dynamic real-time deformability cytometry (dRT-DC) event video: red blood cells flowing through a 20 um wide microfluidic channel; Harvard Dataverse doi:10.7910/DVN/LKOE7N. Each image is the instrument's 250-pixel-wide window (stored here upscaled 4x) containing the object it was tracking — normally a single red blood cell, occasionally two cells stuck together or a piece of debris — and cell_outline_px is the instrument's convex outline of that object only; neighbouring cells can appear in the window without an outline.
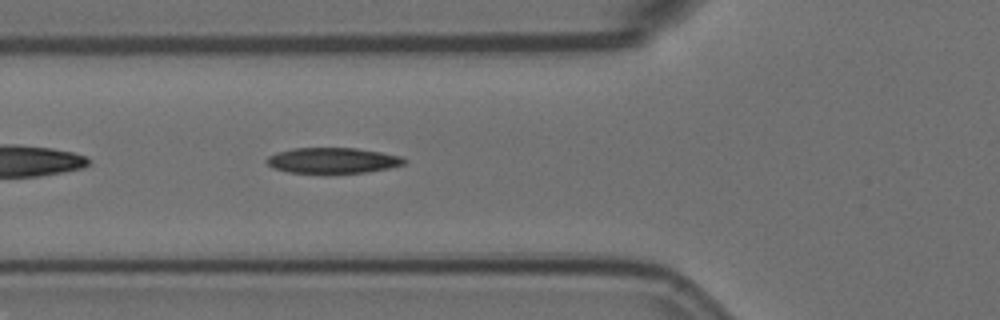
{"species": "Egyptian fruit bat (a non-hibernating species)", "species_latin": "Rousettus aegyptiacus", "temperature_condition": "room temperature", "stored_images_in_passage": 41, "camera_frame_rate_fps": 3000, "um_per_image_px": 0.085, "animal": {"sex": "female"}, "frame": {"image": 1, "passage_image": 5, "time_ms": 1.333, "image_size_px": [1000, 320], "cell_outline_px": [[408, 160], [404, 164], [388, 168], [364, 172], [324, 176], [288, 172], [272, 168], [264, 160], [268, 156], [276, 152], [292, 148], [356, 148], [380, 152], [400, 156]], "centroid_in_image_um": [28.21, 13.68], "position_along_channel_um": 97.6, "area_um2": 21.39}}
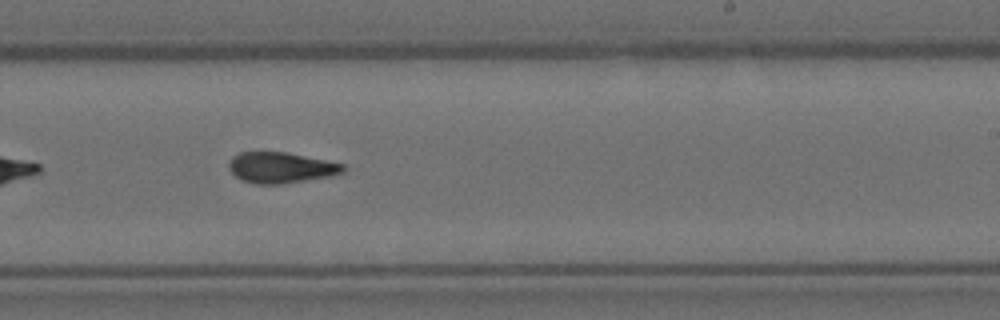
{"frame": {"image": 2, "passage_image": 19, "time_ms": 6.0, "image_size_px": [1000, 320], "cell_outline_px": [[348, 168], [344, 172], [332, 176], [280, 184], [256, 184], [240, 180], [228, 168], [228, 164], [232, 156], [240, 152], [288, 152], [344, 164]], "centroid_in_image_um": [23.89, 14.25], "position_along_channel_um": 265.1, "area_um2": 20.69}}
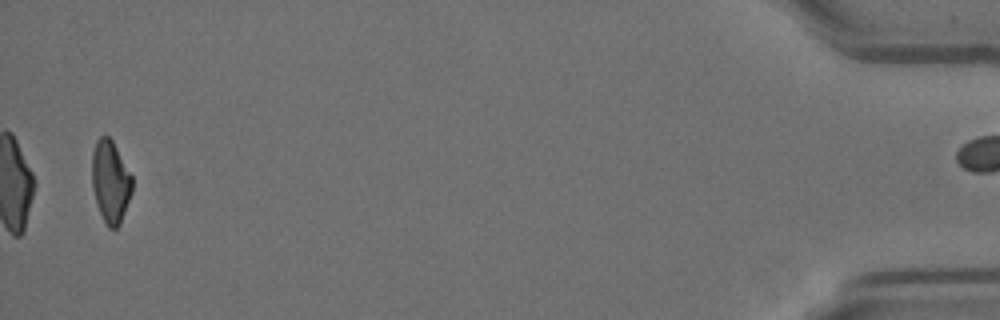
{"frame": {"image": 3, "passage_image": 40, "time_ms": 13.0, "image_size_px": [1000, 320], "cell_outline_px": [[132, 192], [120, 224], [116, 228], [108, 228], [100, 212], [92, 188], [92, 152], [96, 140], [100, 136], [108, 136], [112, 140], [132, 176]], "centroid_in_image_um": [9.38, 15.42], "position_along_channel_um": 425.8, "area_um2": 19.13}}